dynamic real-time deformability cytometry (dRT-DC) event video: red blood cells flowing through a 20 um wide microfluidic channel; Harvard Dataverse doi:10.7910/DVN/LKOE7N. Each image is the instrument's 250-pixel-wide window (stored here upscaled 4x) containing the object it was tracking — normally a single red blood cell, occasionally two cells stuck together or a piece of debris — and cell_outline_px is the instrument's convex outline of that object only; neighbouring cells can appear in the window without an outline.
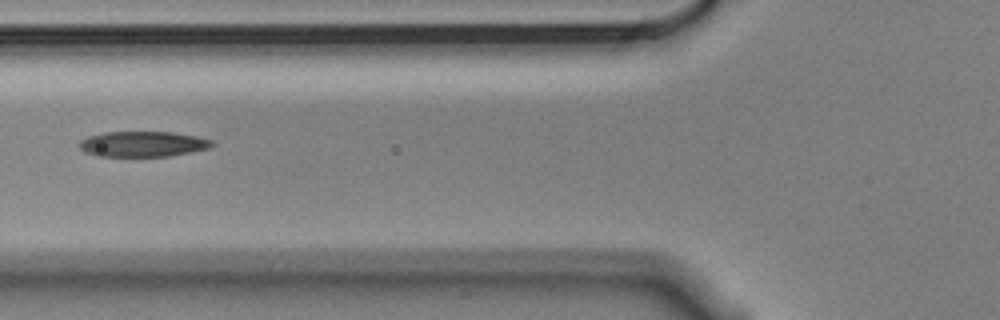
{"species": "Egyptian fruit bat (a non-hibernating species)", "species_latin": "Rousettus aegyptiacus", "temperature_condition": "cold", "stored_images_in_passage": 5, "camera_frame_rate_fps": 3000, "um_per_image_px": 0.085, "animal": {"sex": "male"}, "frame": {"image": 1, "passage_image": 5, "time_ms": 1.333, "image_size_px": [1000, 320], "cell_outline_px": [[216, 144], [208, 148], [168, 156], [96, 156], [84, 152], [80, 148], [80, 140], [88, 136], [104, 132], [172, 132], [196, 136], [212, 140]], "centroid_in_image_um": [12.12, 12.24], "position_along_channel_um": 113.7, "area_um2": 19.59}}